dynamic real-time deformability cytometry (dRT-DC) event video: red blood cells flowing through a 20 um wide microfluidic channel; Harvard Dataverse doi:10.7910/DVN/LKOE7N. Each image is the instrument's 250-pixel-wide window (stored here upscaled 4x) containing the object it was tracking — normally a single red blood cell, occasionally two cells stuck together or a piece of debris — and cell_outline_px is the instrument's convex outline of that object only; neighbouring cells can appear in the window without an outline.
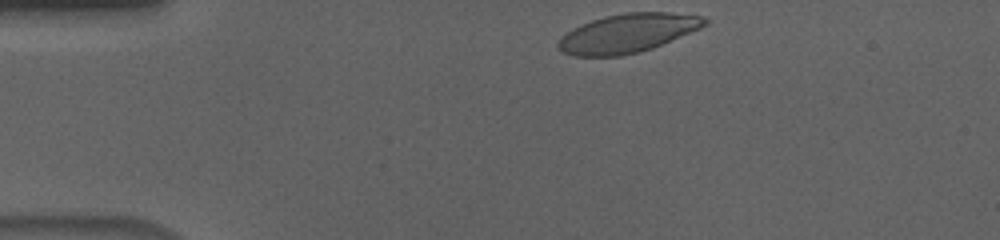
{"species": "human", "species_latin": "Homo sapiens", "temperature_condition": "cold", "stored_images_in_passage": 38, "camera_frame_rate_fps": 3000, "um_per_image_px": 0.085, "donor": {"sex": "male"}, "frame": {"image": 1, "passage_image": 1, "time_ms": 0.0, "image_size_px": [1000, 240], "cell_outline_px": [[708, 24], [700, 28], [652, 48], [620, 56], [572, 56], [564, 52], [556, 44], [560, 36], [572, 28], [580, 24], [604, 16], [624, 12], [668, 12], [700, 16], [708, 20]], "centroid_in_image_um": [53.3, 2.81], "position_along_channel_um": 31.7, "area_um2": 33.0}}
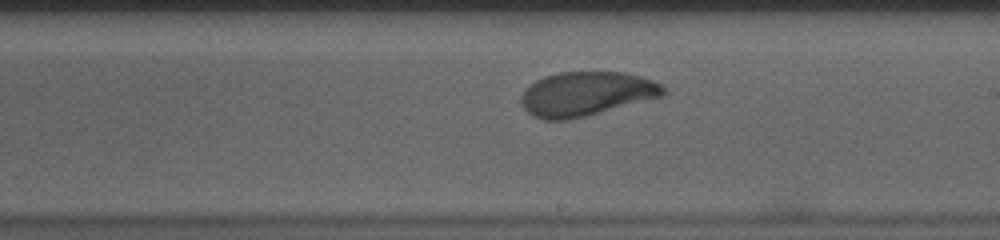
{"frame": {"image": 2, "passage_image": 23, "time_ms": 7.333, "image_size_px": [1000, 240], "cell_outline_px": [[664, 96], [568, 120], [544, 120], [532, 116], [524, 108], [520, 100], [520, 96], [524, 88], [528, 84], [544, 76], [560, 72], [624, 72], [640, 76], [652, 80], [660, 84], [664, 88]], "centroid_in_image_um": [49.78, 7.97], "position_along_channel_um": 239.2, "area_um2": 36.65}}
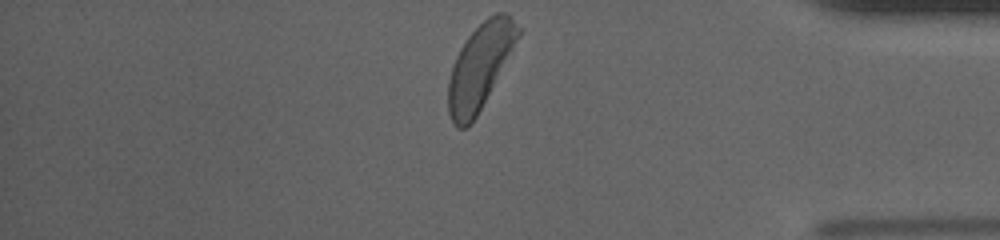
{"frame": {"image": 3, "passage_image": 38, "time_ms": 12.333, "image_size_px": [1000, 240], "cell_outline_px": [[520, 36], [476, 116], [464, 128], [456, 128], [448, 112], [448, 80], [456, 56], [460, 48], [468, 36], [488, 16], [496, 12], [508, 12], [520, 28]], "centroid_in_image_um": [40.79, 5.6], "position_along_channel_um": 394.4, "area_um2": 33.87}, "authors_computed_cell_mechanics": {"area_um2": 36.2984, "velocity_mm_per_s": 3.6155, "shape_relaxation_time_tau1_ms": 3.0033, "shape_relaxation_time_tau2_ms": 1.4038, "deformation_change_tau1": 0.1338, "deformation_change_tau2": 0.0572}}